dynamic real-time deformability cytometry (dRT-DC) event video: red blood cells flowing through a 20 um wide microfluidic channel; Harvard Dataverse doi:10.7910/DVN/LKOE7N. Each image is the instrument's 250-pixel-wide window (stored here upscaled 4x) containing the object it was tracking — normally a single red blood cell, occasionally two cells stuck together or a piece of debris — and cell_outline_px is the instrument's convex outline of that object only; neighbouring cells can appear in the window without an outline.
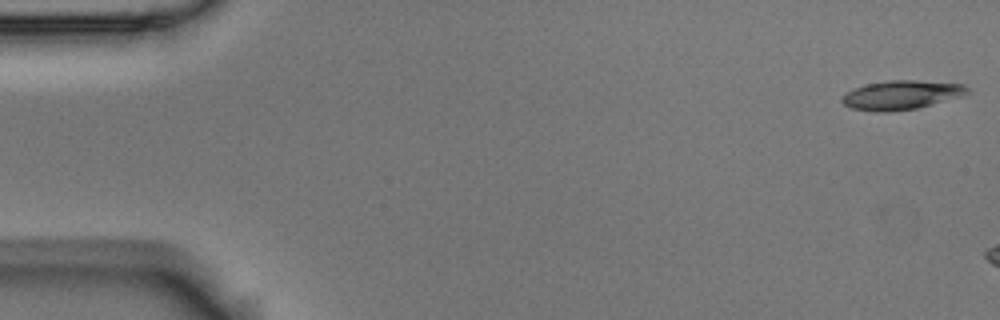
{"species": "Egyptian fruit bat (a non-hibernating species)", "species_latin": "Rousettus aegyptiacus", "temperature_condition": "room temperature", "stored_images_in_passage": 4, "camera_frame_rate_fps": 3000, "um_per_image_px": 0.085, "animal": {"sex": "male"}, "frame": {"image": 1, "passage_image": 1, "time_ms": 0.0, "image_size_px": [1000, 320], "cell_outline_px": [[968, 92], [964, 96], [916, 108], [892, 112], [876, 112], [852, 108], [844, 104], [840, 100], [852, 88], [868, 84], [888, 80], [916, 80], [964, 84], [968, 88]], "centroid_in_image_um": [76.63, 8.07], "position_along_channel_um": 8.4, "area_um2": 21.21}}